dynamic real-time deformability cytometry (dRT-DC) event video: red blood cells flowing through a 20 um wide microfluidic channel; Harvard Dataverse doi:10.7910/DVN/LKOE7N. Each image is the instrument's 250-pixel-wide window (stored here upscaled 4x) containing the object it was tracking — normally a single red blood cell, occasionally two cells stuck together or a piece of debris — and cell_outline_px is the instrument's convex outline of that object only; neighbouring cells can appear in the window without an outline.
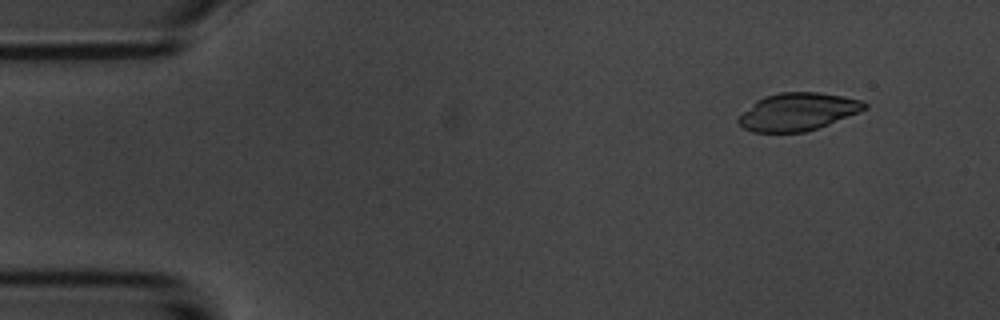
{"species": "common noctule bat (a hibernating species)", "species_latin": "Nyctalus noctula", "temperature_condition": "room temperature", "stored_images_in_passage": 5, "camera_frame_rate_fps": 3000, "um_per_image_px": 0.085, "animal": {"sex": "male", "body_mass_g": 20.1, "forearm_length_mm": 53.5}, "frame": {"image": 1, "passage_image": 2, "time_ms": 1.0, "image_size_px": [1000, 320], "cell_outline_px": [[868, 108], [860, 112], [828, 124], [804, 132], [752, 132], [744, 128], [736, 120], [756, 100], [764, 96], [780, 92], [820, 92], [844, 96], [864, 100], [868, 104]], "centroid_in_image_um": [67.85, 9.48], "position_along_channel_um": 17.1, "area_um2": 27.69}}